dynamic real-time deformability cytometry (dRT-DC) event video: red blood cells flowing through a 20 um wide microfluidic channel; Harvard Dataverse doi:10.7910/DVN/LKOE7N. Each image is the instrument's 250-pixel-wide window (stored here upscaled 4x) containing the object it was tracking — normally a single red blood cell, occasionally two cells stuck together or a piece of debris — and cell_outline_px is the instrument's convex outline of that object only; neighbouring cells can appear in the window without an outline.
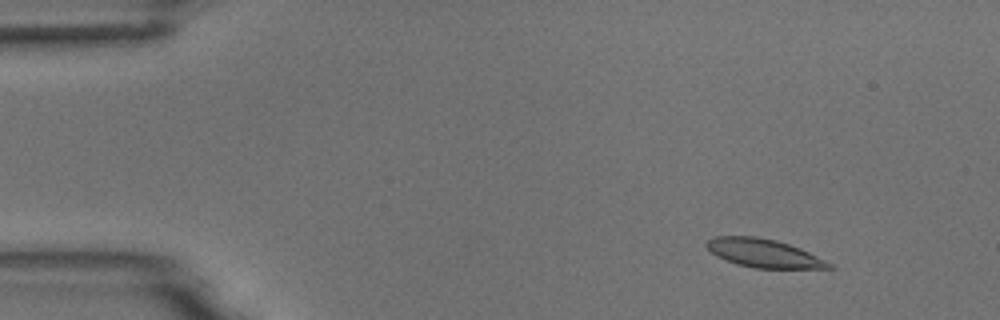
{"species": "common noctule bat (a hibernating species)", "species_latin": "Nyctalus noctula", "temperature_condition": "room temperature", "stored_images_in_passage": 56, "camera_frame_rate_fps": 3000, "um_per_image_px": 0.085, "animal": {"sex": "male", "body_mass_g": 18.8}, "frame": {"image": 1, "passage_image": 7, "time_ms": 2.0, "image_size_px": [1000, 320], "cell_outline_px": [[836, 268], [756, 268], [736, 264], [716, 256], [704, 244], [708, 240], [716, 236], [756, 236], [776, 240], [800, 248], [832, 264]], "centroid_in_image_um": [64.89, 21.51], "position_along_channel_um": 20.1, "area_um2": 20.06}}
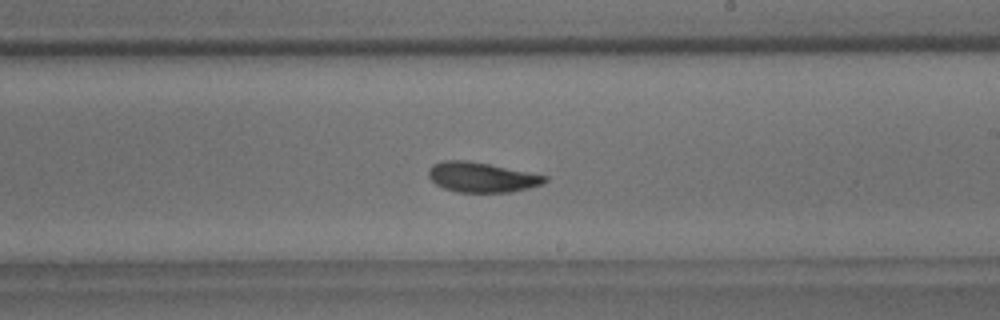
{"frame": {"image": 2, "passage_image": 33, "time_ms": 10.667, "image_size_px": [1000, 320], "cell_outline_px": [[548, 180], [544, 184], [512, 192], [456, 192], [444, 188], [436, 184], [428, 176], [428, 168], [432, 164], [444, 160], [464, 160], [488, 164], [548, 176]], "centroid_in_image_um": [40.94, 15.07], "position_along_channel_um": 248.1, "area_um2": 20.29}}
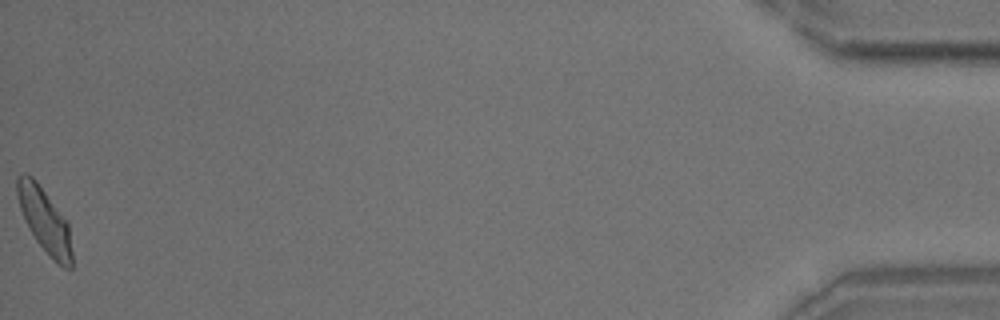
{"frame": {"image": 3, "passage_image": 56, "time_ms": 18.333, "image_size_px": [1000, 320], "cell_outline_px": [[72, 268], [64, 268], [36, 240], [28, 228], [20, 208], [16, 196], [16, 176], [20, 172], [24, 172], [32, 176], [36, 180], [68, 220], [72, 252]], "centroid_in_image_um": [3.78, 18.64], "position_along_channel_um": 431.4, "area_um2": 20.58}, "authors_computed_cell_mechanics": {"area_um2": 20.3745, "velocity_mm_per_s": 3.6661, "shape_relaxation_time_tau1_ms": 3.5766, "shape_relaxation_time_tau2_ms": 2.1315, "deformation_change_tau1": 0.1344, "deformation_change_tau2": 0.0831}}